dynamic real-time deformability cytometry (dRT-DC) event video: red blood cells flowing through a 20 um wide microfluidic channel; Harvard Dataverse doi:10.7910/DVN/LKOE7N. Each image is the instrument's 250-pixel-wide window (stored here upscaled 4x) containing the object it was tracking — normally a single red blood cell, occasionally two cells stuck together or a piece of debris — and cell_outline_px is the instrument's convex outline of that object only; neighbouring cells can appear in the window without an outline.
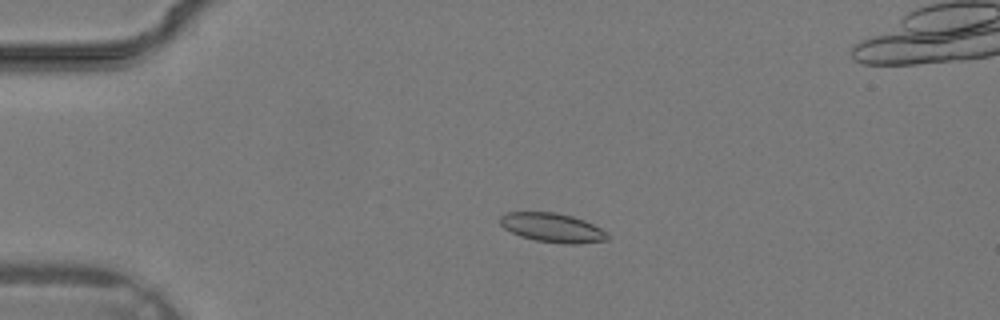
{"species": "common noctule bat (a hibernating species)", "species_latin": "Nyctalus noctula", "temperature_condition": "warm", "stored_images_in_passage": 33, "camera_frame_rate_fps": 3000, "um_per_image_px": 0.085, "animal": {"sex": "male", "body_mass_g": 19.2, "forearm_length_mm": 51.8}, "frame": {"image": 1, "passage_image": 5, "time_ms": 1.333, "image_size_px": [1000, 320], "cell_outline_px": [[608, 240], [576, 244], [564, 244], [536, 240], [520, 236], [504, 228], [500, 224], [500, 216], [504, 212], [556, 212], [572, 216], [584, 220], [600, 228], [608, 236]], "centroid_in_image_um": [46.92, 19.34], "position_along_channel_um": 38.1, "area_um2": 18.15}}
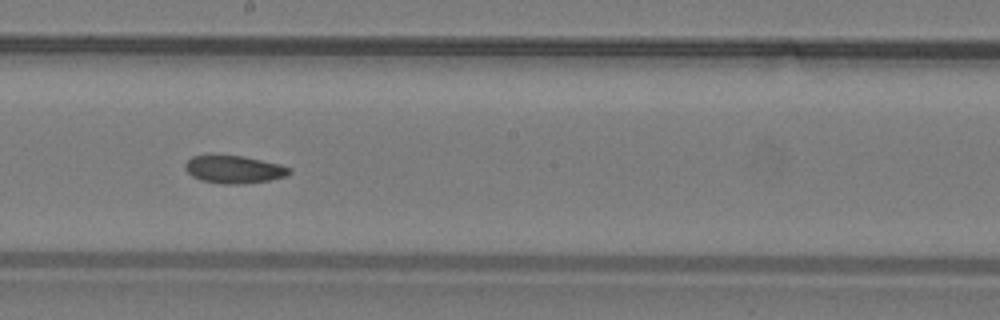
{"frame": {"image": 2, "passage_image": 17, "time_ms": 5.333, "image_size_px": [1000, 320], "cell_outline_px": [[292, 172], [284, 176], [268, 180], [240, 184], [220, 184], [200, 180], [192, 176], [184, 168], [184, 164], [192, 156], [212, 152], [244, 156], [280, 164], [292, 168]], "centroid_in_image_um": [19.82, 14.35], "position_along_channel_um": 228.4, "area_um2": 17.46}}
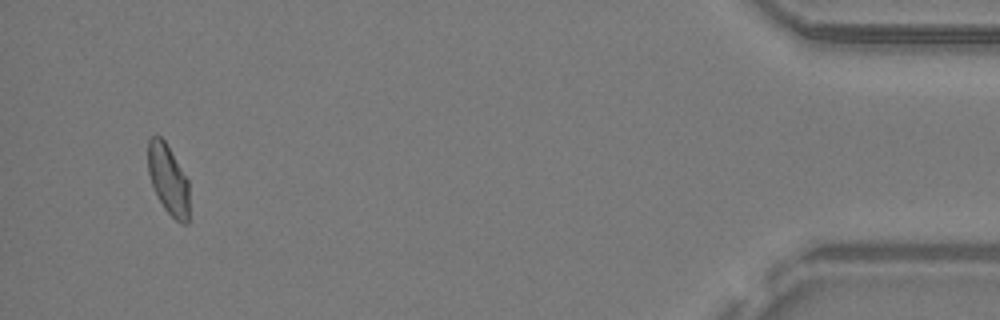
{"frame": {"image": 3, "passage_image": 31, "time_ms": 10.0, "image_size_px": [1000, 320], "cell_outline_px": [[188, 224], [180, 224], [164, 208], [152, 184], [148, 172], [148, 140], [156, 132], [164, 140], [188, 180]], "centroid_in_image_um": [14.29, 15.23], "position_along_channel_um": 420.9, "area_um2": 16.59}}